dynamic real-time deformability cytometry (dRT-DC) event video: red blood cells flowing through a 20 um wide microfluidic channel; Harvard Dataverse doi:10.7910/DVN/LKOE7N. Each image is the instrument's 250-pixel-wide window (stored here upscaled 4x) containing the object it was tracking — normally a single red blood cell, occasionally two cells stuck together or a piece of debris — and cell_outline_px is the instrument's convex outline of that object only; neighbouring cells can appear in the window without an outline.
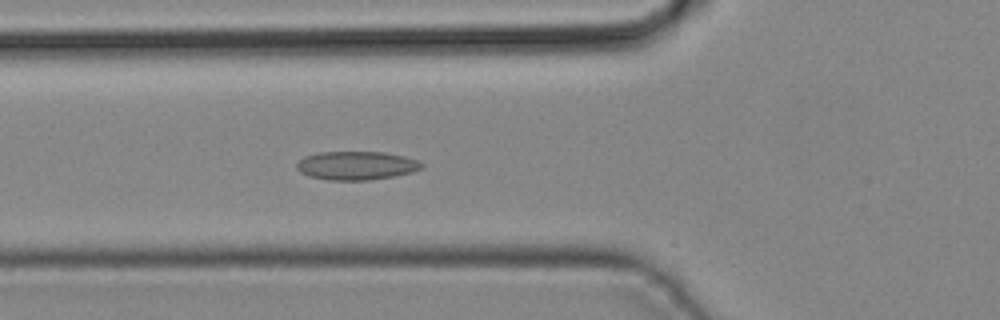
{"species": "common noctule bat (a hibernating species)", "species_latin": "Nyctalus noctula", "temperature_condition": "cold", "stored_images_in_passage": 32, "camera_frame_rate_fps": 3000, "um_per_image_px": 0.085, "animal": {"sex": "male", "body_mass_g": 19.2, "forearm_length_mm": 51.8}, "frame": {"image": 1, "passage_image": 6, "time_ms": 1.667, "image_size_px": [1000, 320], "cell_outline_px": [[424, 168], [412, 172], [396, 176], [368, 180], [328, 180], [308, 176], [300, 172], [296, 168], [296, 164], [304, 156], [320, 152], [384, 152], [404, 156], [416, 160], [424, 164]], "centroid_in_image_um": [30.3, 14.08], "position_along_channel_um": 95.5, "area_um2": 20.92}}
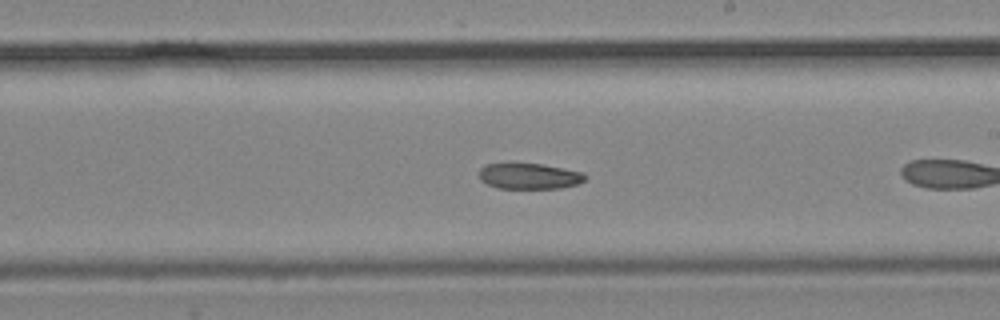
{"frame": {"image": 2, "passage_image": 13, "time_ms": 4.0, "image_size_px": [1000, 320], "cell_outline_px": [[588, 176], [584, 180], [576, 184], [560, 188], [496, 188], [480, 180], [480, 168], [484, 164], [540, 164], [584, 172]], "centroid_in_image_um": [44.99, 14.97], "position_along_channel_um": 244.0, "area_um2": 15.78}}
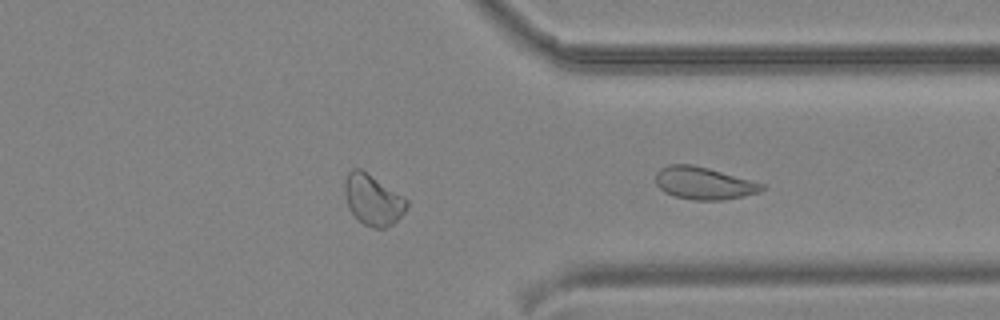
{"frame": {"image": 3, "passage_image": 22, "time_ms": 7.0, "image_size_px": [1000, 320], "cell_outline_px": [[408, 204], [404, 212], [392, 224], [384, 228], [372, 228], [364, 224], [348, 208], [344, 192], [344, 180], [348, 172], [352, 168], [360, 168], [404, 196], [408, 200]], "centroid_in_image_um": [31.68, 16.96], "position_along_channel_um": 379.7, "area_um2": 18.26}}